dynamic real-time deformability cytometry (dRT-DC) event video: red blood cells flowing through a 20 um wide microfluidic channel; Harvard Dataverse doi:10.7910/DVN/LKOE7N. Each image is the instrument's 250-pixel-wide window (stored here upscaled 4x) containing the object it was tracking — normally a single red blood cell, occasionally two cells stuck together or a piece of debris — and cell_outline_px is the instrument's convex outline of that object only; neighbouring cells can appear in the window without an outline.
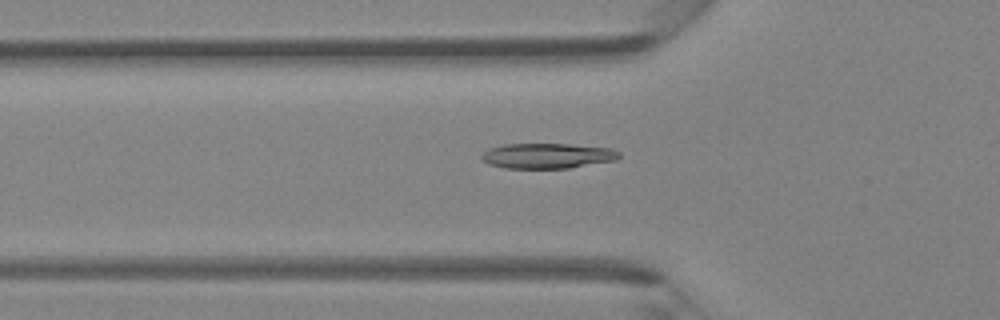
{"species": "Egyptian fruit bat (a non-hibernating species)", "species_latin": "Rousettus aegyptiacus", "temperature_condition": "room temperature", "stored_images_in_passage": 45, "camera_frame_rate_fps": 3000, "um_per_image_px": 0.085, "animal": {"sex": "female"}, "frame": {"image": 1, "passage_image": 16, "time_ms": 5.0, "image_size_px": [1000, 320], "cell_outline_px": [[620, 156], [616, 160], [568, 168], [504, 168], [488, 164], [480, 160], [480, 156], [488, 148], [504, 144], [568, 144], [612, 148], [620, 152]], "centroid_in_image_um": [46.49, 13.24], "position_along_channel_um": 79.3, "area_um2": 20.35}}
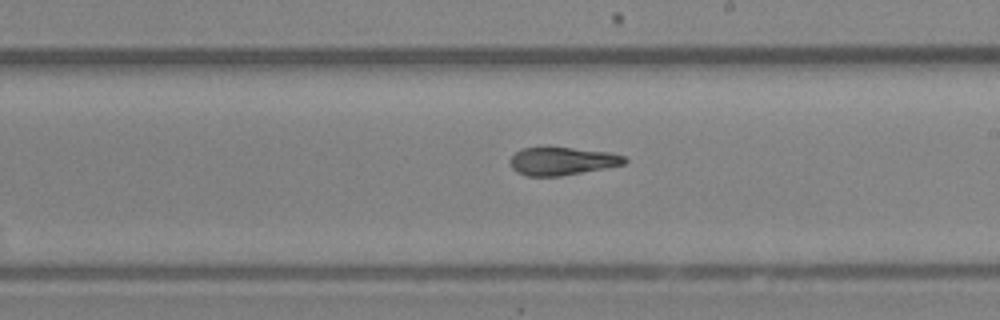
{"frame": {"image": 2, "passage_image": 27, "time_ms": 8.667, "image_size_px": [1000, 320], "cell_outline_px": [[628, 160], [624, 164], [608, 168], [560, 176], [528, 176], [516, 172], [512, 168], [512, 156], [520, 148], [572, 148], [608, 152], [624, 156]], "centroid_in_image_um": [47.81, 13.71], "position_along_channel_um": 241.2, "area_um2": 18.44}}
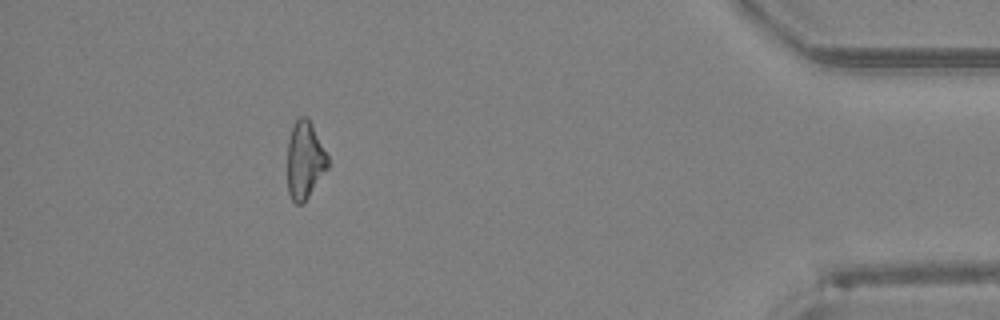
{"frame": {"image": 3, "passage_image": 42, "time_ms": 13.667, "image_size_px": [1000, 320], "cell_outline_px": [[328, 168], [304, 204], [296, 204], [292, 200], [288, 192], [288, 140], [292, 128], [296, 120], [300, 116], [308, 116], [328, 156]], "centroid_in_image_um": [25.91, 13.63], "position_along_channel_um": 409.3, "area_um2": 18.32}}